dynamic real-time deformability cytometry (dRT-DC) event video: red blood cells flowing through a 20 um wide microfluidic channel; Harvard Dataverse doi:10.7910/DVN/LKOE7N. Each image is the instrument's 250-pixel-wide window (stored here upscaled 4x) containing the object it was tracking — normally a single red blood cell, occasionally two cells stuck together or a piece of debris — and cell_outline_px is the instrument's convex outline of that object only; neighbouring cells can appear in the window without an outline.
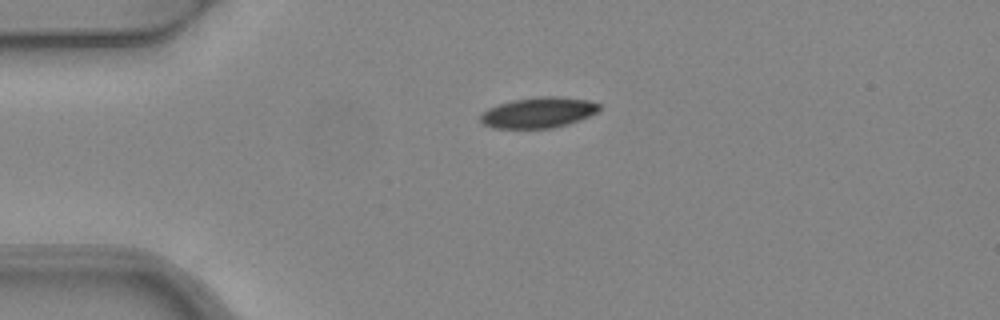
{"species": "common noctule bat (a hibernating species)", "species_latin": "Nyctalus noctula", "temperature_condition": "warm", "stored_images_in_passage": 3, "camera_frame_rate_fps": 3000, "um_per_image_px": 0.085, "animal": {"sex": "female", "body_mass_g": 24.6, "forearm_length_mm": 56.2}, "frame": {"image": 1, "passage_image": 1, "time_ms": 0.0, "image_size_px": [1000, 320], "cell_outline_px": [[600, 108], [596, 112], [580, 120], [568, 124], [552, 128], [492, 128], [484, 124], [480, 120], [480, 116], [488, 108], [512, 100], [540, 96], [556, 96], [588, 100], [600, 104]], "centroid_in_image_um": [45.77, 9.57], "position_along_channel_um": 39.2, "area_um2": 21.1}}
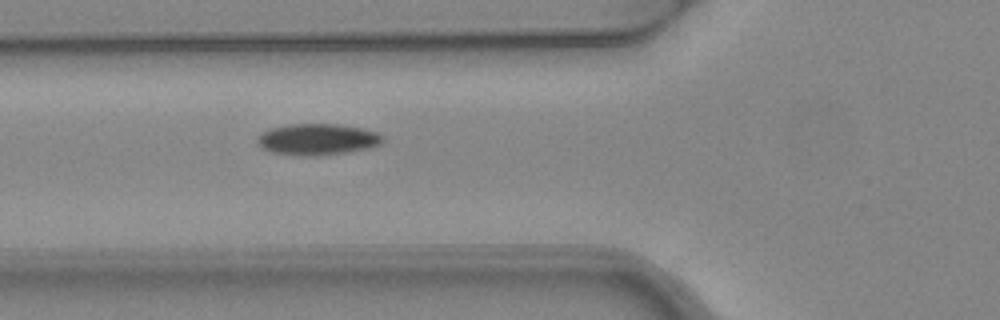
{"frame": {"image": 2, "passage_image": 3, "time_ms": 0.667, "image_size_px": [1000, 320], "cell_outline_px": [[384, 140], [380, 144], [368, 148], [344, 152], [316, 156], [304, 156], [272, 152], [264, 148], [256, 140], [256, 136], [272, 128], [288, 124], [340, 124], [364, 128], [376, 132], [384, 136]], "centroid_in_image_um": [27.01, 11.83], "position_along_channel_um": 98.8, "area_um2": 22.77}}